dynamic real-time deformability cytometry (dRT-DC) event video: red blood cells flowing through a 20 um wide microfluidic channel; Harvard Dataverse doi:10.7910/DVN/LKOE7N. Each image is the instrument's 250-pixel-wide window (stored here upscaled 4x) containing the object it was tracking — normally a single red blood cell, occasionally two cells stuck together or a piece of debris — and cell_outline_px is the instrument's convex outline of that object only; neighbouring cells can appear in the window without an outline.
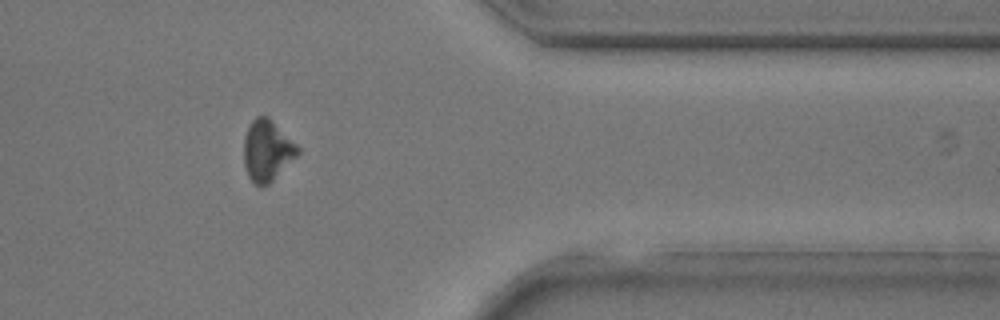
{"species": "common noctule bat (a hibernating species)", "species_latin": "Nyctalus noctula", "temperature_condition": "room temperature", "stored_images_in_passage": 24, "camera_frame_rate_fps": 3000, "um_per_image_px": 0.085, "animal": {"sex": "male", "body_mass_g": 17.9, "forearm_length_mm": 54.2}, "frame": {"image": 1, "passage_image": 21, "time_ms": 6.667, "image_size_px": [1000, 320], "cell_outline_px": [[300, 152], [268, 184], [260, 188], [248, 176], [244, 164], [244, 136], [252, 120], [256, 116], [268, 116], [300, 148]], "centroid_in_image_um": [22.69, 12.79], "position_along_channel_um": 388.7, "area_um2": 18.9}}